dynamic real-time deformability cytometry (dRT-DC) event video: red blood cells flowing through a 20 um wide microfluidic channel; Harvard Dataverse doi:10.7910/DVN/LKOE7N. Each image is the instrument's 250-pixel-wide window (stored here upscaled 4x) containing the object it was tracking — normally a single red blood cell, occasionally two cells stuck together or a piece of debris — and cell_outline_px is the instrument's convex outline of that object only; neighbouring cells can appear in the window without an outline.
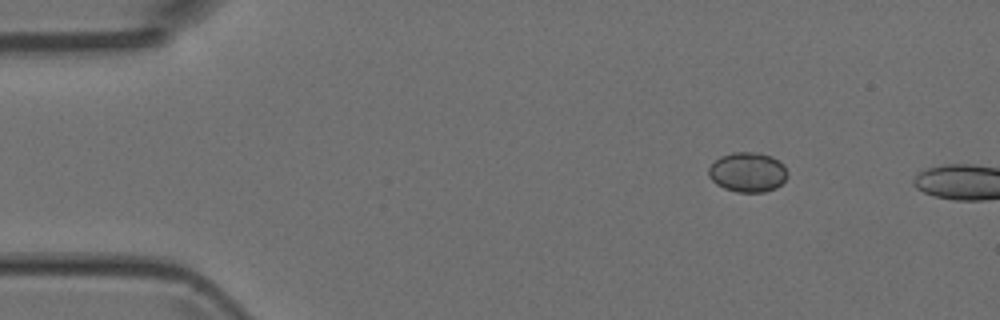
{"species": "Egyptian fruit bat (a non-hibernating species)", "species_latin": "Rousettus aegyptiacus", "temperature_condition": "room temperature", "stored_images_in_passage": 3, "camera_frame_rate_fps": 3000, "um_per_image_px": 0.085, "animal": {"sex": "female"}, "frame": {"image": 1, "passage_image": 1, "time_ms": 0.0, "image_size_px": [1000, 320], "cell_outline_px": [[788, 176], [776, 188], [764, 192], [736, 192], [724, 188], [716, 184], [708, 176], [708, 168], [720, 156], [736, 152], [756, 152], [772, 156], [784, 164], [788, 172]], "centroid_in_image_um": [63.56, 14.63], "position_along_channel_um": 21.4, "area_um2": 18.38}}